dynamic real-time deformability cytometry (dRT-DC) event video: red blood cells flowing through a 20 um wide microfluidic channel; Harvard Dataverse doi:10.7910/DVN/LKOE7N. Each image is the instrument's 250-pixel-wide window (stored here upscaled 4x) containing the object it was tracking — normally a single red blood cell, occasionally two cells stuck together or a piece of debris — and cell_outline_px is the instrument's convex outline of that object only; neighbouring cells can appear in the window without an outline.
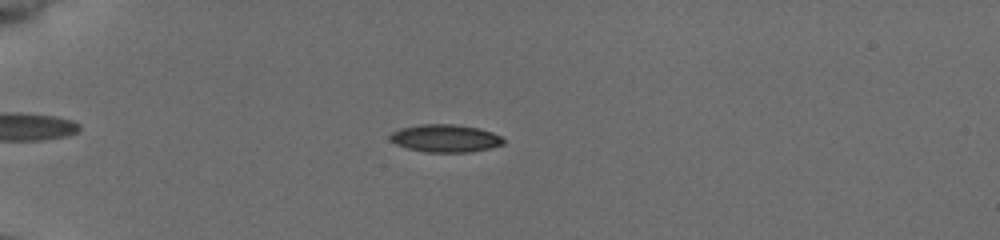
{"species": "common noctule bat (a hibernating species)", "species_latin": "Nyctalus noctula", "temperature_condition": "cold", "stored_images_in_passage": 54, "camera_frame_rate_fps": 3000, "um_per_image_px": 0.085, "animal": {"sex": "female", "body_mass_g": 19.5, "forearm_length_mm": 54.1}, "frame": {"image": 1, "passage_image": 16, "time_ms": 5.0, "image_size_px": [1000, 240], "cell_outline_px": [[504, 144], [488, 148], [468, 152], [424, 152], [408, 148], [396, 144], [388, 136], [392, 132], [400, 128], [420, 124], [456, 124], [480, 128], [492, 132], [500, 136], [504, 140]], "centroid_in_image_um": [37.85, 11.74], "position_along_channel_um": 47.2, "area_um2": 18.26}}
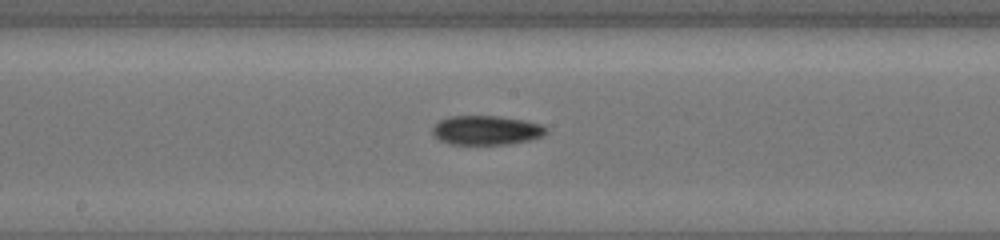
{"frame": {"image": 2, "passage_image": 31, "time_ms": 10.0, "image_size_px": [1000, 240], "cell_outline_px": [[548, 128], [540, 136], [528, 140], [504, 144], [452, 144], [440, 140], [432, 136], [432, 128], [440, 120], [448, 116], [500, 116], [524, 120], [540, 124]], "centroid_in_image_um": [41.28, 11.06], "position_along_channel_um": 206.9, "area_um2": 19.19}}
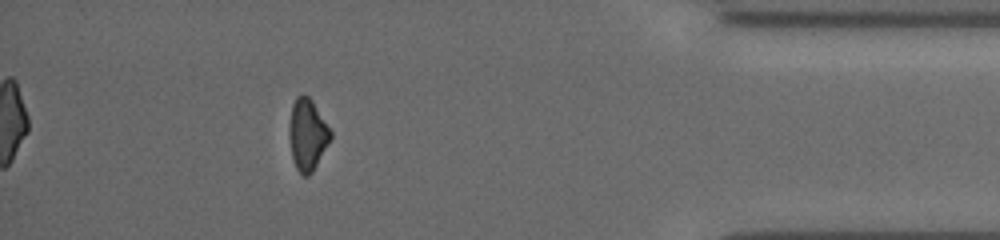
{"frame": {"image": 3, "passage_image": 49, "time_ms": 16.0, "image_size_px": [1000, 240], "cell_outline_px": [[332, 136], [312, 172], [308, 176], [304, 176], [296, 168], [292, 156], [288, 132], [288, 128], [292, 104], [296, 96], [308, 96], [312, 100], [332, 132]], "centroid_in_image_um": [26.11, 11.43], "position_along_channel_um": 409.1, "area_um2": 16.99}, "authors_computed_cell_mechanics": {"area_um2": 17.7157, "velocity_mm_per_s": 3.9536, "shape_relaxation_time_tau1_ms": 5.2175, "shape_relaxation_time_tau2_ms": null, "deformation_change_tau1": 0.1323, "deformation_change_tau2": null}}